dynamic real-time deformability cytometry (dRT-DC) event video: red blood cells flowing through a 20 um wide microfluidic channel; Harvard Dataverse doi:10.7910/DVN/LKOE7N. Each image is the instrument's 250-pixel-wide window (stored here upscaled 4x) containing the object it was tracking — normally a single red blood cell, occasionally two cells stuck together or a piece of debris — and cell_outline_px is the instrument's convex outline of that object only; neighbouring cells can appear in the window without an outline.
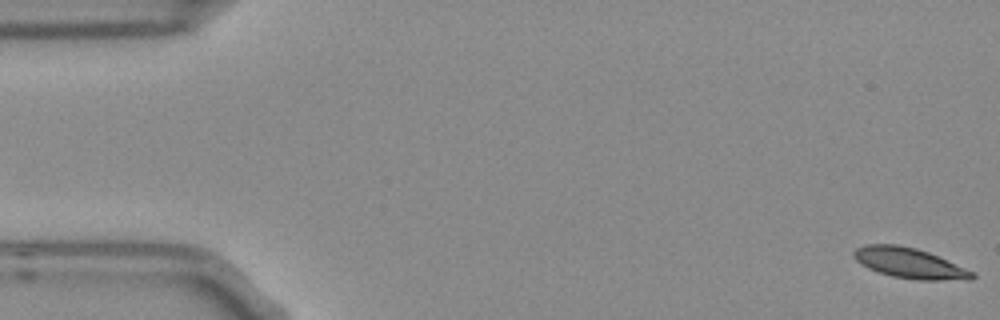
{"species": "Egyptian fruit bat (a non-hibernating species)", "species_latin": "Rousettus aegyptiacus", "temperature_condition": "room temperature", "stored_images_in_passage": 5, "camera_frame_rate_fps": 3000, "um_per_image_px": 0.085, "frame": {"image": 1, "passage_image": 1, "time_ms": 0.0, "image_size_px": [1000, 320], "cell_outline_px": [[976, 276], [972, 280], [916, 280], [892, 276], [868, 268], [860, 264], [852, 256], [852, 252], [856, 248], [864, 244], [896, 244], [916, 248], [928, 252], [964, 268], [972, 272]], "centroid_in_image_um": [77.26, 22.36], "position_along_channel_um": 7.7, "area_um2": 20.87}}